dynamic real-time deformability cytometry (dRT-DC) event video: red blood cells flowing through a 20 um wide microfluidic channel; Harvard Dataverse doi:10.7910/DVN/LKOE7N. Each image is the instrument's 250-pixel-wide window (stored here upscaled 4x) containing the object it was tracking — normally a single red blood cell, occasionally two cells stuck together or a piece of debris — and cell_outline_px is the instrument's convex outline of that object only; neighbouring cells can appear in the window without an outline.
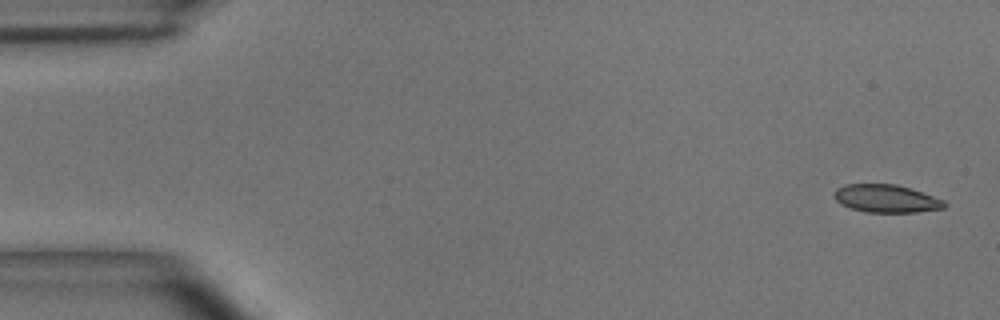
{"species": "common noctule bat (a hibernating species)", "species_latin": "Nyctalus noctula", "temperature_condition": "room temperature", "stored_images_in_passage": 6, "camera_frame_rate_fps": 3000, "um_per_image_px": 0.085, "animal": {"sex": "male", "body_mass_g": 15.6}, "frame": {"image": 1, "passage_image": 1, "time_ms": 0.0, "image_size_px": [1000, 320], "cell_outline_px": [[948, 204], [944, 208], [916, 212], [864, 212], [848, 208], [840, 204], [832, 196], [836, 188], [844, 184], [896, 184], [944, 200]], "centroid_in_image_um": [75.27, 16.88], "position_along_channel_um": 9.7, "area_um2": 17.98}}
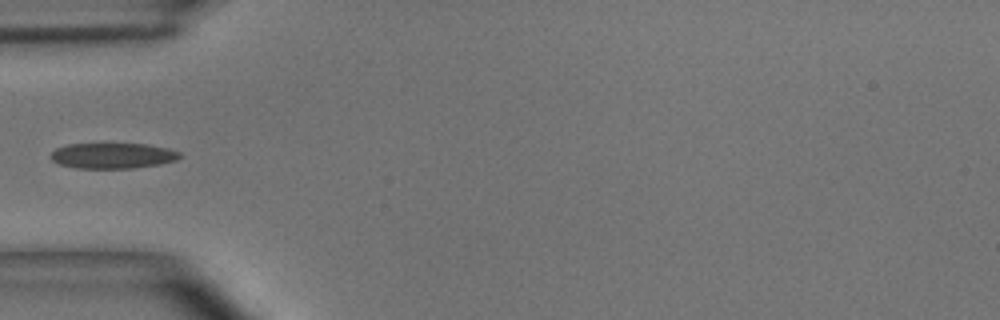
{"frame": {"image": 2, "passage_image": 5, "time_ms": 1.333, "image_size_px": [1000, 320], "cell_outline_px": [[184, 156], [176, 160], [160, 164], [132, 168], [76, 168], [60, 164], [52, 160], [48, 156], [56, 148], [68, 144], [148, 144], [168, 148], [180, 152]], "centroid_in_image_um": [9.6, 13.23], "position_along_channel_um": 75.4, "area_um2": 19.31}}
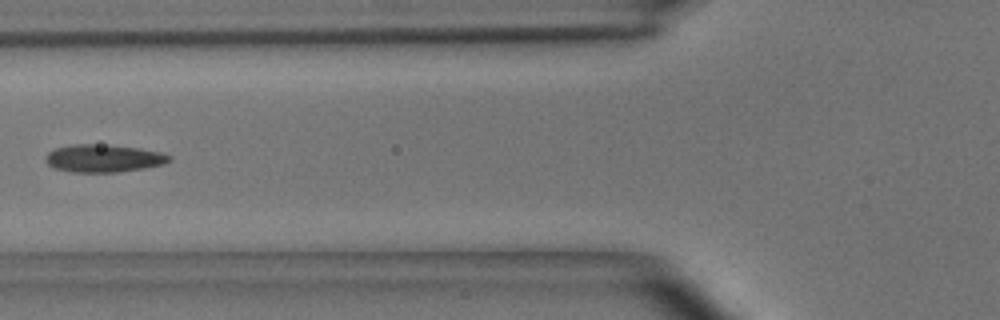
{"frame": {"image": 3, "passage_image": 6, "time_ms": 1.667, "image_size_px": [1000, 320], "cell_outline_px": [[172, 160], [164, 164], [144, 168], [116, 172], [72, 172], [56, 168], [48, 164], [44, 160], [48, 152], [56, 148], [72, 144], [96, 144], [136, 148], [160, 152], [172, 156]], "centroid_in_image_um": [8.8, 13.46], "position_along_channel_um": 117.0, "area_um2": 19.77}}